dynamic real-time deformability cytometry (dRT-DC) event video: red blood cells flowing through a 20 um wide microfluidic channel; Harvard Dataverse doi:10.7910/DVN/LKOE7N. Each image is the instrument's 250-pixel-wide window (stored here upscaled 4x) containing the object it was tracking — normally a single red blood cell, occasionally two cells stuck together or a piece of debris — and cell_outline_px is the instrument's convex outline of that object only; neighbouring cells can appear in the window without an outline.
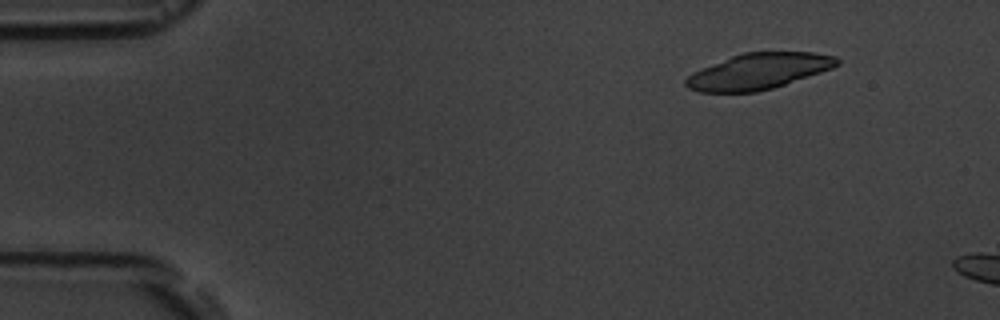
{"species": "common noctule bat (a hibernating species)", "species_latin": "Nyctalus noctula", "temperature_condition": "room temperature", "stored_images_in_passage": 4, "camera_frame_rate_fps": 3000, "um_per_image_px": 0.085, "animal": {"sex": "male", "body_mass_g": 19.5, "forearm_length_mm": 54.6}, "frame": {"image": 1, "passage_image": 2, "time_ms": 1.0, "image_size_px": [1000, 320], "cell_outline_px": [[840, 64], [832, 68], [772, 88], [756, 92], [700, 92], [688, 88], [684, 84], [684, 80], [692, 72], [732, 56], [744, 52], [812, 52], [836, 56], [840, 60]], "centroid_in_image_um": [64.46, 6.06], "position_along_channel_um": 20.5, "area_um2": 31.39}}